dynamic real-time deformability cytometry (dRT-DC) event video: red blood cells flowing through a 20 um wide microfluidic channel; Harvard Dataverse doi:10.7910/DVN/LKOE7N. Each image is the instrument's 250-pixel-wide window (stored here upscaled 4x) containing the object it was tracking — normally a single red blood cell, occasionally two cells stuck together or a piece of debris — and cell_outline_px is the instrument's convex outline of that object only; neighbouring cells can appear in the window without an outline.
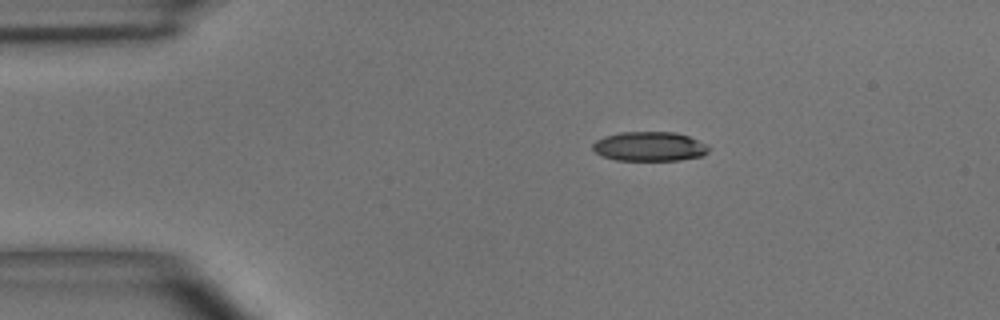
{"species": "common noctule bat (a hibernating species)", "species_latin": "Nyctalus noctula", "temperature_condition": "room temperature", "stored_images_in_passage": 4, "camera_frame_rate_fps": 3000, "um_per_image_px": 0.085, "animal": {"sex": "male", "body_mass_g": 15.6}, "frame": {"image": 1, "passage_image": 2, "time_ms": 1.0, "image_size_px": [1000, 320], "cell_outline_px": [[708, 152], [700, 156], [680, 160], [616, 160], [604, 156], [596, 152], [592, 148], [592, 144], [596, 140], [604, 136], [620, 132], [676, 132], [688, 136], [708, 144]], "centroid_in_image_um": [55.2, 12.44], "position_along_channel_um": 29.8, "area_um2": 19.83}}
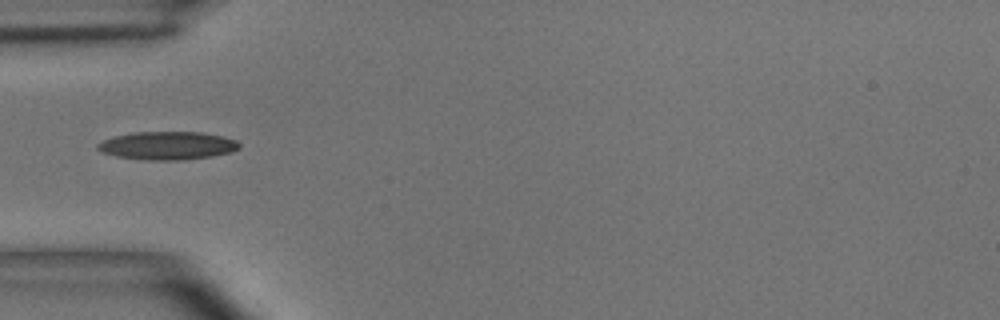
{"frame": {"image": 2, "passage_image": 4, "time_ms": 3.333, "image_size_px": [1000, 320], "cell_outline_px": [[240, 148], [232, 152], [212, 156], [184, 160], [148, 160], [116, 156], [104, 152], [96, 148], [96, 144], [104, 140], [116, 136], [136, 132], [200, 132], [220, 136], [236, 140], [240, 144]], "centroid_in_image_um": [14.26, 12.38], "position_along_channel_um": 70.7, "area_um2": 23.06}}